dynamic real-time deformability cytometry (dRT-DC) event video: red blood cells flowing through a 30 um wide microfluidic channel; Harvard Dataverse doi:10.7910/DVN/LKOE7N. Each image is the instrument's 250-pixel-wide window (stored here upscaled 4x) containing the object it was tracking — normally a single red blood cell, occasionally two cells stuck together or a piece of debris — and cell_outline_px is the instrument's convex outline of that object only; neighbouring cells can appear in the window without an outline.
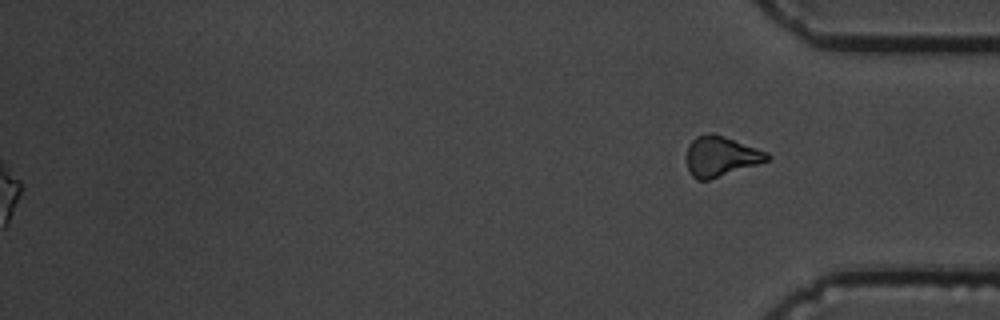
{"species": "common noctule bat (a hibernating species)", "species_latin": "Nyctalus noctula", "temperature_condition": "cold", "stored_images_in_passage": 40, "camera_frame_rate_fps": 3000, "um_per_image_px": 0.085, "animal": {"sex": "male", "body_mass_g": 19.5, "forearm_length_mm": 54.6}, "frame": {"image": 1, "passage_image": 40, "time_ms": 13.0, "image_size_px": [1000, 320], "cell_outline_px": [[772, 156], [768, 160], [708, 180], [696, 180], [692, 176], [688, 168], [688, 144], [696, 136], [708, 132], [716, 132], [768, 152]], "centroid_in_image_um": [61.27, 13.25], "position_along_channel_um": 373.9, "area_um2": 18.84}, "authors_computed_cell_mechanics": {"area_um2": 18.9006, "velocity_mm_per_s": 3.653, "shape_relaxation_time_tau1_ms": 3.062, "shape_relaxation_time_tau2_ms": null, "deformation_change_tau1": 0.1135, "deformation_change_tau2": null}}